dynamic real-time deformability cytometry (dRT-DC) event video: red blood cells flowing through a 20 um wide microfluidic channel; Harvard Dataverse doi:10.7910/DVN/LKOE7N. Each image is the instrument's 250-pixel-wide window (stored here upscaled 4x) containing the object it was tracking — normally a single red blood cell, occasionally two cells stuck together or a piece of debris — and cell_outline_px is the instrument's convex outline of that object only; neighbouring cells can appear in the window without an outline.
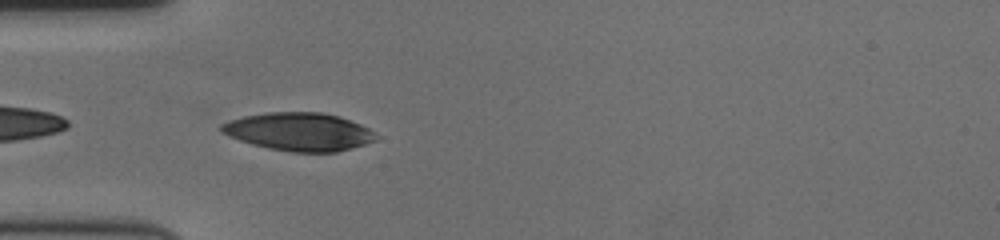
{"species": "human", "species_latin": "Homo sapiens", "temperature_condition": "cold", "stored_images_in_passage": 42, "camera_frame_rate_fps": 3000, "um_per_image_px": 0.085, "donor": {"sex": "female"}, "frame": {"image": 1, "passage_image": 2, "time_ms": 0.333, "image_size_px": [1000, 240], "cell_outline_px": [[380, 136], [376, 140], [352, 148], [336, 152], [292, 152], [268, 148], [252, 144], [228, 136], [220, 128], [220, 124], [228, 120], [244, 116], [264, 112], [320, 112], [340, 116], [360, 124], [368, 128]], "centroid_in_image_um": [25.43, 11.19], "position_along_channel_um": 59.6, "area_um2": 34.39}}
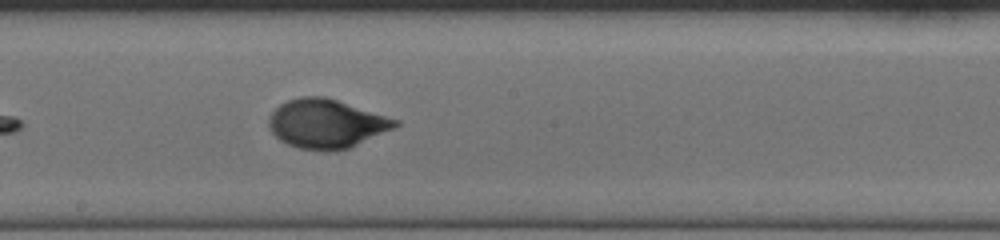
{"frame": {"image": 2, "passage_image": 16, "time_ms": 5.0, "image_size_px": [1000, 240], "cell_outline_px": [[400, 124], [396, 128], [348, 148], [336, 152], [324, 152], [300, 148], [288, 144], [280, 140], [272, 132], [268, 124], [268, 116], [280, 104], [288, 100], [300, 96], [324, 96], [400, 120]], "centroid_in_image_um": [27.75, 10.52], "position_along_channel_um": 220.5, "area_um2": 36.24}}
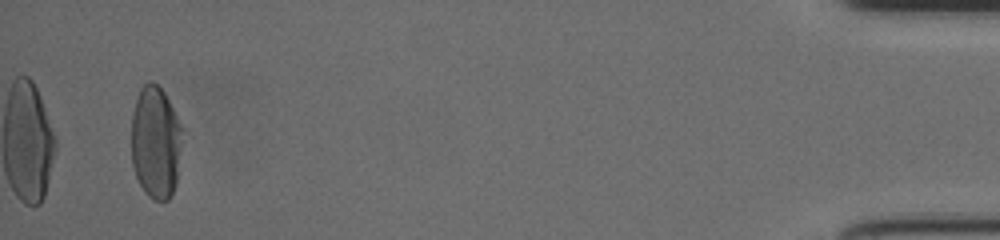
{"frame": {"image": 3, "passage_image": 40, "time_ms": 13.0, "image_size_px": [1000, 240], "cell_outline_px": [[184, 128], [176, 184], [168, 200], [152, 200], [144, 192], [136, 176], [132, 164], [132, 112], [140, 88], [144, 84], [152, 80], [164, 92]], "centroid_in_image_um": [13.25, 12.09], "position_along_channel_um": 422.0, "area_um2": 33.76}, "authors_computed_cell_mechanics": {"area_um2": 34.5644, "velocity_mm_per_s": 3.5414, "shape_relaxation_time_tau1_ms": 3.5952, "shape_relaxation_time_tau2_ms": null, "deformation_change_tau1": 0.1745, "deformation_change_tau2": null}}